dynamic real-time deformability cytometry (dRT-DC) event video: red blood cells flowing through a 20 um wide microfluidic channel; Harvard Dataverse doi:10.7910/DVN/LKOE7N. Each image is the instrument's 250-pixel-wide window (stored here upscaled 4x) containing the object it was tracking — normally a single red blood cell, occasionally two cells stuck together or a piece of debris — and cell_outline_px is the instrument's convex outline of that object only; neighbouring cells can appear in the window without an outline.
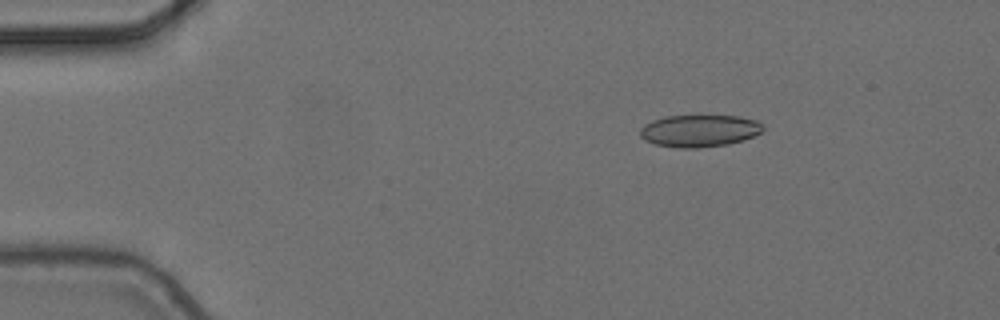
{"species": "common noctule bat (a hibernating species)", "species_latin": "Nyctalus noctula", "temperature_condition": "cold", "stored_images_in_passage": 5, "camera_frame_rate_fps": 3000, "um_per_image_px": 0.085, "animal": {"sex": "female", "body_mass_g": 24.6, "forearm_length_mm": 56.2}, "frame": {"image": 1, "passage_image": 3, "time_ms": 0.667, "image_size_px": [1000, 320], "cell_outline_px": [[764, 128], [760, 132], [744, 140], [728, 144], [696, 148], [680, 148], [656, 144], [644, 140], [640, 136], [640, 128], [644, 124], [652, 120], [664, 116], [740, 116], [756, 120], [764, 124]], "centroid_in_image_um": [59.44, 11.11], "position_along_channel_um": 25.6, "area_um2": 23.06}}